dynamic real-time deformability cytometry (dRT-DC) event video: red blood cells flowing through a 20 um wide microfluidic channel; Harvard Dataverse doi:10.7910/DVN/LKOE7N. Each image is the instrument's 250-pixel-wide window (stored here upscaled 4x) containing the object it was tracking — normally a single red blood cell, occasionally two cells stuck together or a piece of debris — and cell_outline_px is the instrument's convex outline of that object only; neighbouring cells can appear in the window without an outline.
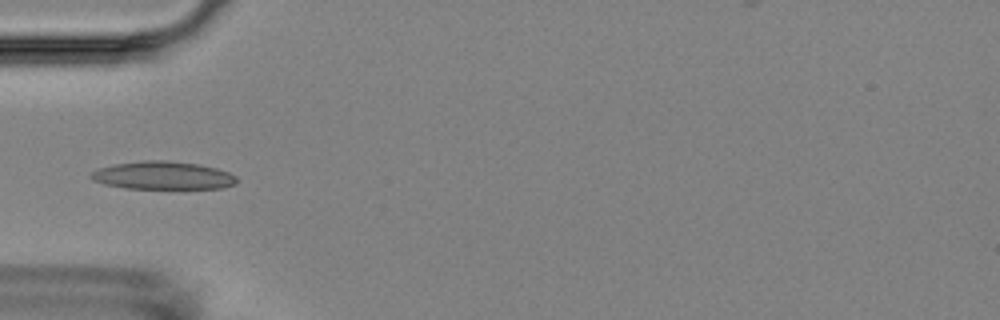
{"species": "Egyptian fruit bat (a non-hibernating species)", "species_latin": "Rousettus aegyptiacus", "temperature_condition": "room temperature", "stored_images_in_passage": 6, "camera_frame_rate_fps": 3000, "um_per_image_px": 0.085, "animal": {"sex": "female"}, "frame": {"image": 1, "passage_image": 5, "time_ms": 5.0, "image_size_px": [1000, 320], "cell_outline_px": [[236, 184], [220, 188], [124, 188], [104, 184], [92, 180], [88, 176], [92, 172], [100, 168], [116, 164], [144, 160], [164, 160], [196, 164], [216, 168], [228, 172], [236, 176]], "centroid_in_image_um": [13.82, 14.91], "position_along_channel_um": 71.2, "area_um2": 23.52}}